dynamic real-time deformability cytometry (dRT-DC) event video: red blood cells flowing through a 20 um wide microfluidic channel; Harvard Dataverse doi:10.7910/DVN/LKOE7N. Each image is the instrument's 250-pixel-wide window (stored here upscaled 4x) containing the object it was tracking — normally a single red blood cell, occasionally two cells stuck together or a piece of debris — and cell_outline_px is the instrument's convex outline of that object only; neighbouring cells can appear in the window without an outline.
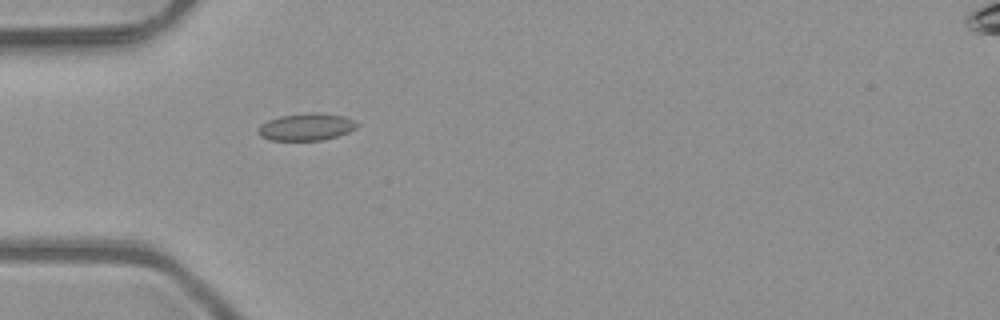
{"species": "common noctule bat (a hibernating species)", "species_latin": "Nyctalus noctula", "temperature_condition": "room temperature", "stored_images_in_passage": 1, "camera_frame_rate_fps": 3000, "um_per_image_px": 0.085, "animal": {"sex": "male", "body_mass_g": 23.1, "forearm_length_mm": 52.7}, "frame": {"image": 1, "passage_image": 1, "time_ms": 0.0, "image_size_px": [1000, 320], "cell_outline_px": [[360, 124], [356, 128], [348, 132], [324, 140], [272, 140], [260, 136], [256, 132], [256, 128], [260, 124], [268, 120], [280, 116], [308, 112], [320, 112], [344, 116]], "centroid_in_image_um": [26.01, 10.78], "position_along_channel_um": 59.0, "area_um2": 15.84}}